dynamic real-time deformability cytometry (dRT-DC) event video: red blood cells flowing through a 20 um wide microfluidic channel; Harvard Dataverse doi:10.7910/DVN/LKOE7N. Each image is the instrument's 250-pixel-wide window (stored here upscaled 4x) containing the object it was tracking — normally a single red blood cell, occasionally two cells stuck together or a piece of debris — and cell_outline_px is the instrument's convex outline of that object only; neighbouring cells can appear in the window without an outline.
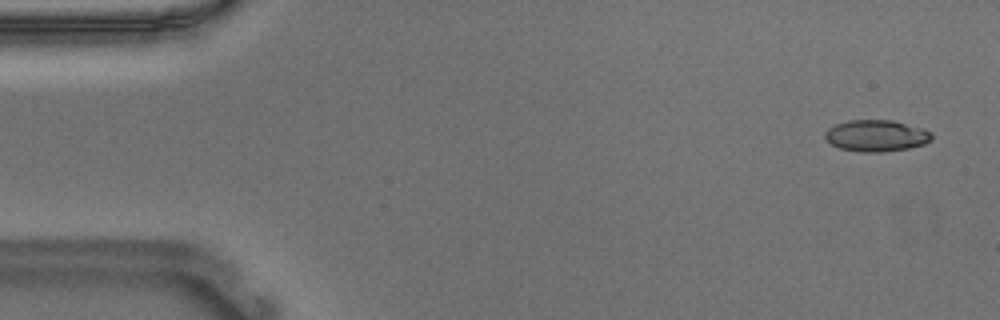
{"species": "Egyptian fruit bat (a non-hibernating species)", "species_latin": "Rousettus aegyptiacus", "temperature_condition": "warm", "stored_images_in_passage": 55, "camera_frame_rate_fps": 3000, "um_per_image_px": 0.085, "animal": {"sex": "male"}, "frame": {"image": 1, "passage_image": 3, "time_ms": 0.667, "image_size_px": [1000, 320], "cell_outline_px": [[932, 140], [924, 144], [908, 148], [880, 152], [860, 152], [840, 148], [832, 144], [824, 136], [824, 132], [828, 128], [836, 124], [848, 120], [892, 120], [924, 128], [932, 132]], "centroid_in_image_um": [74.5, 11.53], "position_along_channel_um": 10.5, "area_um2": 19.65}}
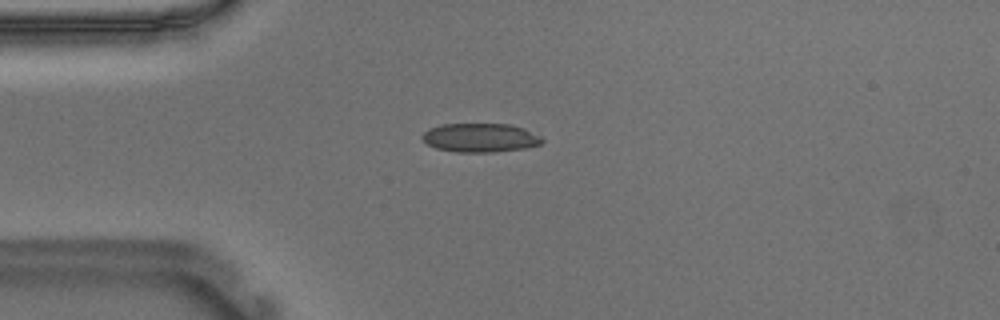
{"frame": {"image": 2, "passage_image": 14, "time_ms": 4.333, "image_size_px": [1000, 320], "cell_outline_px": [[544, 140], [540, 144], [524, 148], [492, 152], [456, 152], [436, 148], [428, 144], [420, 136], [428, 128], [440, 124], [512, 124], [524, 128], [540, 136]], "centroid_in_image_um": [40.8, 11.7], "position_along_channel_um": 44.2, "area_um2": 20.17}}
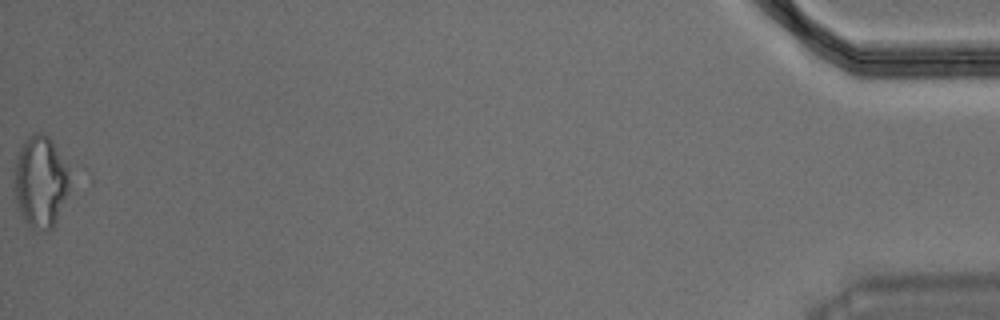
{"frame": {"image": 3, "passage_image": 55, "time_ms": 18.0, "image_size_px": [1000, 320], "cell_outline_px": [[68, 192], [56, 224], [48, 232], [36, 232], [24, 220], [16, 204], [16, 156], [24, 140], [32, 132], [44, 132], [52, 140], [68, 168]], "centroid_in_image_um": [3.45, 15.47], "position_along_channel_um": 431.7, "area_um2": 29.65}}